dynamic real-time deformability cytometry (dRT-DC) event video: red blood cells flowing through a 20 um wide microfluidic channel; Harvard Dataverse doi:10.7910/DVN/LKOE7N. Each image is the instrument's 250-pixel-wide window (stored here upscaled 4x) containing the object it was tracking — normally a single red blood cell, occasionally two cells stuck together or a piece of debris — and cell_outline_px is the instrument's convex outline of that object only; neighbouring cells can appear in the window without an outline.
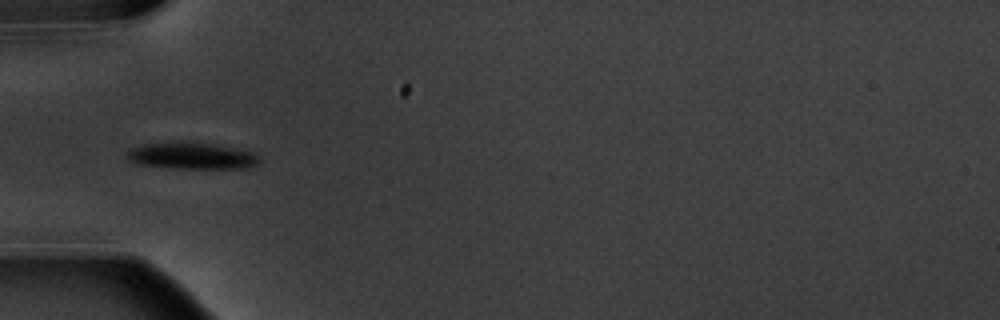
{"species": "common noctule bat (a hibernating species)", "species_latin": "Nyctalus noctula", "temperature_condition": "warm", "stored_images_in_passage": 15, "camera_frame_rate_fps": 3000, "um_per_image_px": 0.085, "animal": {"sex": "male", "body_mass_g": 20.1, "forearm_length_mm": 53.5}, "frame": {"image": 1, "passage_image": 5, "time_ms": 5.333, "image_size_px": [1000, 320], "cell_outline_px": [[260, 164], [244, 168], [172, 168], [136, 164], [128, 160], [128, 148], [144, 144], [172, 140], [192, 140], [252, 152], [260, 156]], "centroid_in_image_um": [16.25, 13.21], "position_along_channel_um": 68.8, "area_um2": 21.1}}
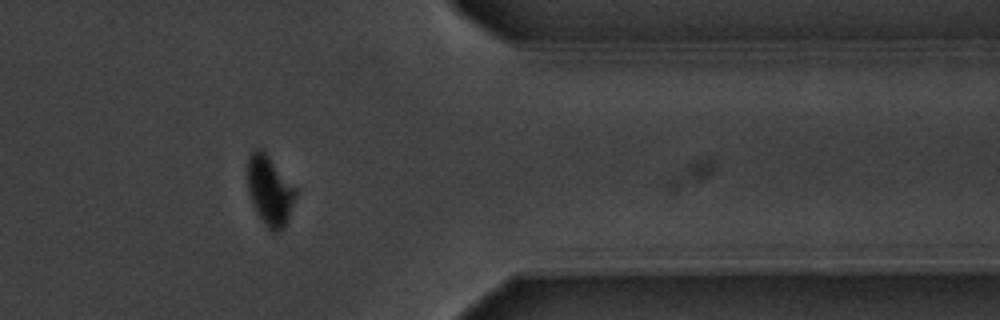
{"frame": {"image": 2, "passage_image": 13, "time_ms": 14.667, "image_size_px": [1000, 320], "cell_outline_px": [[296, 196], [288, 220], [284, 228], [280, 232], [272, 232], [264, 224], [256, 212], [252, 204], [248, 192], [248, 156], [256, 148], [260, 148], [268, 156], [296, 188]], "centroid_in_image_um": [22.93, 16.25], "position_along_channel_um": 388.5, "area_um2": 19.42}}
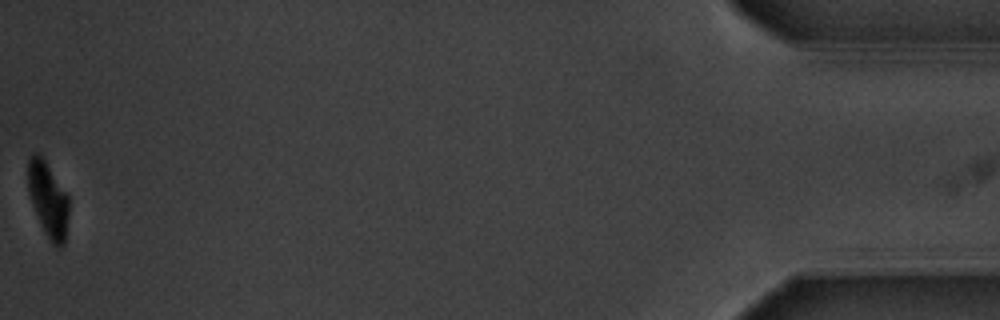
{"frame": {"image": 3, "passage_image": 15, "time_ms": 18.0, "image_size_px": [1000, 320], "cell_outline_px": [[68, 216], [64, 244], [60, 248], [56, 248], [52, 244], [44, 232], [40, 224], [32, 204], [28, 192], [28, 160], [36, 152], [44, 160], [68, 196]], "centroid_in_image_um": [4.08, 17.03], "position_along_channel_um": 431.1, "area_um2": 17.57}, "authors_computed_cell_mechanics": {"area_um2": 21.0392, "velocity_mm_per_s": 3.5785, "shape_relaxation_time_tau1_ms": 1.9322, "shape_relaxation_time_tau2_ms": null, "deformation_change_tau1": 0.1182, "deformation_change_tau2": null}}